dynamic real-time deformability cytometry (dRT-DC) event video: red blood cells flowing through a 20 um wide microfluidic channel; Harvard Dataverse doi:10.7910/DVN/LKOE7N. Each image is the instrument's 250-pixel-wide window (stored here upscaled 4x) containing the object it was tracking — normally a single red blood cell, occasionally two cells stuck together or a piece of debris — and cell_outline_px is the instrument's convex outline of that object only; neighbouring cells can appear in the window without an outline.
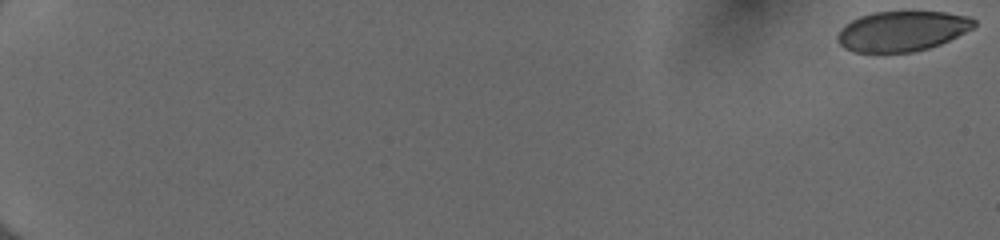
{"species": "human", "species_latin": "Homo sapiens", "temperature_condition": "cold", "stored_images_in_passage": 26, "camera_frame_rate_fps": 3000, "um_per_image_px": 0.085, "donor": {"sex": "female"}, "frame": {"image": 1, "passage_image": 1, "time_ms": 0.0, "image_size_px": [1000, 240], "cell_outline_px": [[976, 24], [972, 28], [940, 44], [928, 48], [912, 52], [852, 52], [844, 48], [836, 40], [836, 36], [840, 28], [852, 20], [860, 16], [872, 12], [944, 12], [968, 16], [976, 20]], "centroid_in_image_um": [76.63, 2.64], "position_along_channel_um": 8.4, "area_um2": 31.85}}
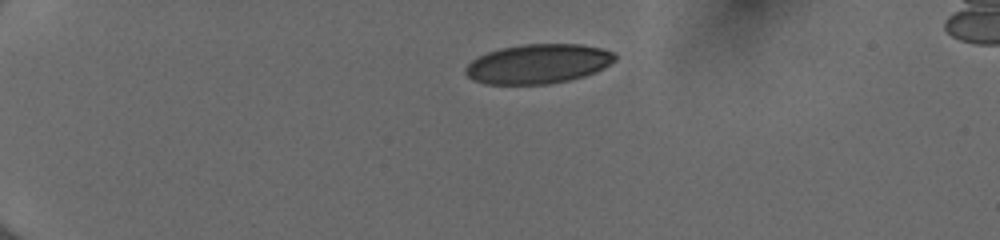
{"frame": {"image": 2, "passage_image": 15, "time_ms": 4.667, "image_size_px": [1000, 240], "cell_outline_px": [[616, 60], [604, 68], [596, 72], [584, 76], [568, 80], [548, 84], [484, 84], [472, 80], [464, 72], [464, 68], [472, 60], [488, 52], [500, 48], [524, 44], [580, 44], [600, 48], [612, 52], [616, 56]], "centroid_in_image_um": [45.73, 5.43], "position_along_channel_um": 39.3, "area_um2": 34.39}}
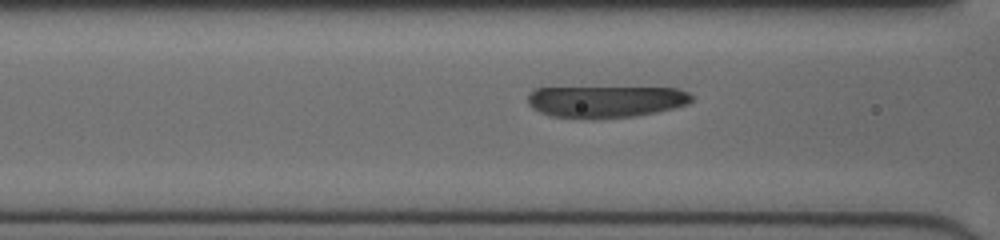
{"frame": {"image": 3, "passage_image": 26, "time_ms": 8.333, "image_size_px": [1000, 240], "cell_outline_px": [[692, 100], [688, 104], [656, 112], [636, 116], [592, 120], [548, 116], [532, 108], [528, 104], [528, 92], [536, 88], [680, 88], [688, 92], [692, 96]], "centroid_in_image_um": [51.45, 8.65], "position_along_channel_um": 115.1, "area_um2": 30.75}}